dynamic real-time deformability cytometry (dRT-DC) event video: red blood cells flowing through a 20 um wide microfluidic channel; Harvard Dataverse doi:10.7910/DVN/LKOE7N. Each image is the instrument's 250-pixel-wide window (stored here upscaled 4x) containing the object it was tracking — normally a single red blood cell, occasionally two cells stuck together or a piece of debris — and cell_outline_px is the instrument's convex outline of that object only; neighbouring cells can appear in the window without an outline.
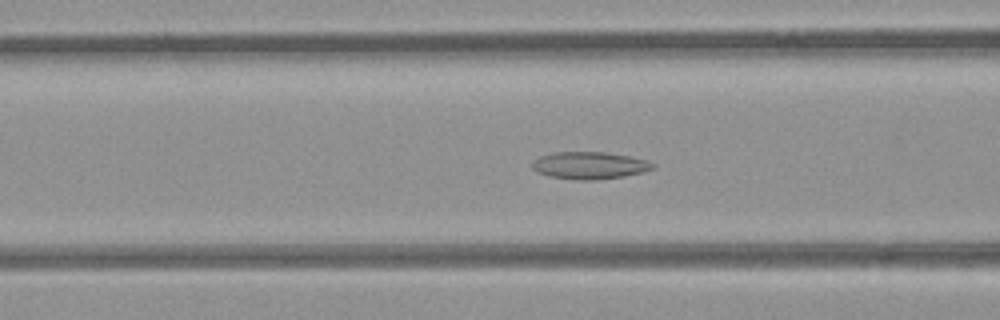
{"species": "common noctule bat (a hibernating species)", "species_latin": "Nyctalus noctula", "temperature_condition": "room temperature", "stored_images_in_passage": 53, "camera_frame_rate_fps": 3000, "um_per_image_px": 0.085, "animal": {"sex": "female", "body_mass_g": 21.9}, "frame": {"image": 1, "passage_image": 21, "time_ms": 6.667, "image_size_px": [1000, 320], "cell_outline_px": [[656, 168], [624, 176], [596, 180], [572, 180], [548, 176], [536, 172], [532, 168], [532, 160], [540, 156], [552, 152], [604, 152], [628, 156], [648, 160], [656, 164]], "centroid_in_image_um": [50.08, 14.06], "position_along_channel_um": 116.5, "area_um2": 19.36}}
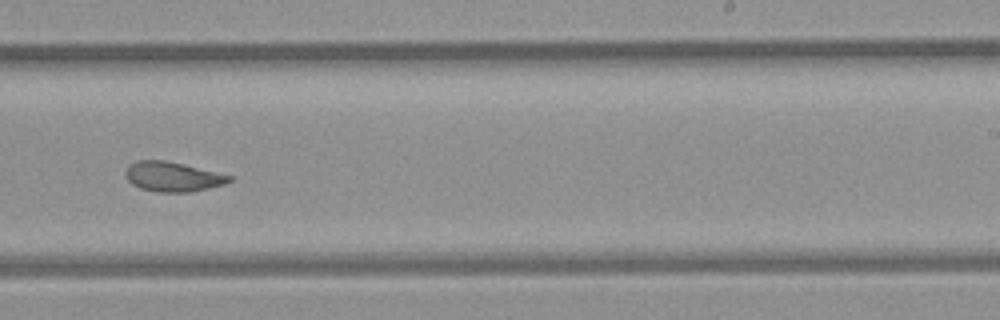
{"frame": {"image": 2, "passage_image": 33, "time_ms": 10.667, "image_size_px": [1000, 320], "cell_outline_px": [[232, 180], [224, 184], [192, 192], [156, 192], [140, 188], [132, 184], [124, 176], [124, 172], [128, 164], [136, 160], [164, 160], [232, 176]], "centroid_in_image_um": [14.61, 15.02], "position_along_channel_um": 274.4, "area_um2": 17.92}}
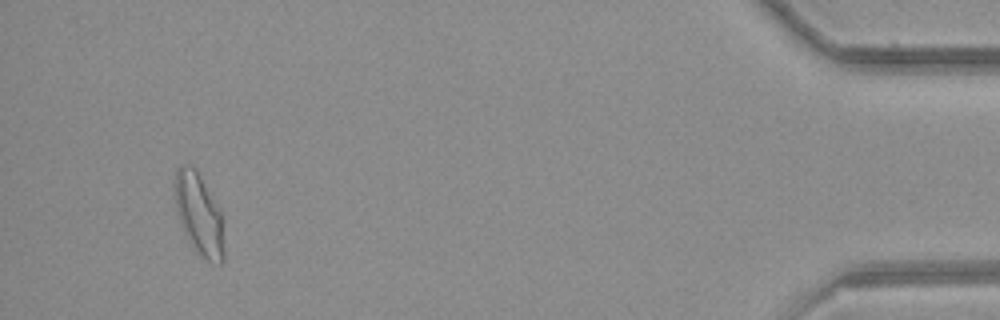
{"frame": {"image": 3, "passage_image": 50, "time_ms": 16.333, "image_size_px": [1000, 320], "cell_outline_px": [[224, 260], [220, 264], [212, 264], [200, 256], [196, 252], [184, 232], [180, 224], [176, 208], [176, 168], [180, 164], [192, 164], [196, 168], [216, 204], [220, 212], [224, 252]], "centroid_in_image_um": [16.91, 18.24], "position_along_channel_um": 418.3, "area_um2": 23.12}, "authors_computed_cell_mechanics": {"area_um2": 19.7098, "velocity_mm_per_s": 3.9417, "shape_relaxation_time_tau1_ms": 10.7117, "shape_relaxation_time_tau2_ms": 2.3067, "deformation_change_tau1": 0.2103, "deformation_change_tau2": 0.084}}